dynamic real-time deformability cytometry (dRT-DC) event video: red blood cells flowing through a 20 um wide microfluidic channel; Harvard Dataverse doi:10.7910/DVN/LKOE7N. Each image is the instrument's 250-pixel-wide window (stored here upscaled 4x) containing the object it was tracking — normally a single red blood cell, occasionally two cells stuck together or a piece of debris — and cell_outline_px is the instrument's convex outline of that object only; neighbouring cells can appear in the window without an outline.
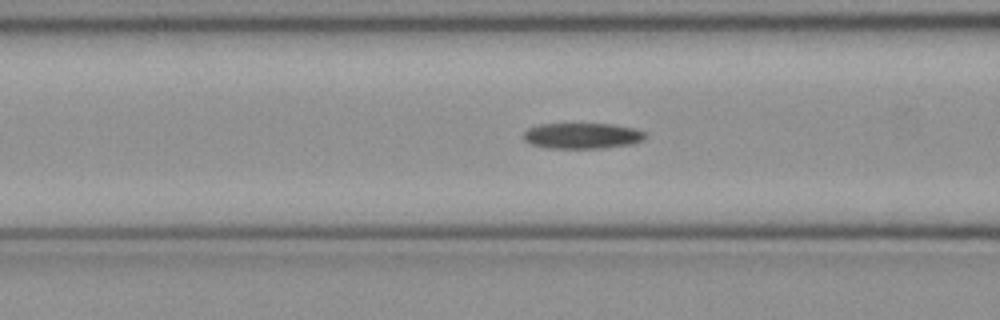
{"species": "common noctule bat (a hibernating species)", "species_latin": "Nyctalus noctula", "temperature_condition": "cold", "stored_images_in_passage": 51, "camera_frame_rate_fps": 3000, "um_per_image_px": 0.085, "animal": {"sex": "female", "body_mass_g": 21.9}, "frame": {"image": 1, "passage_image": 20, "time_ms": 6.333, "image_size_px": [1000, 320], "cell_outline_px": [[648, 136], [644, 140], [632, 144], [604, 148], [548, 148], [532, 144], [524, 140], [524, 132], [528, 128], [540, 124], [612, 124], [636, 128], [644, 132]], "centroid_in_image_um": [49.54, 11.54], "position_along_channel_um": 117.1, "area_um2": 18.38}}
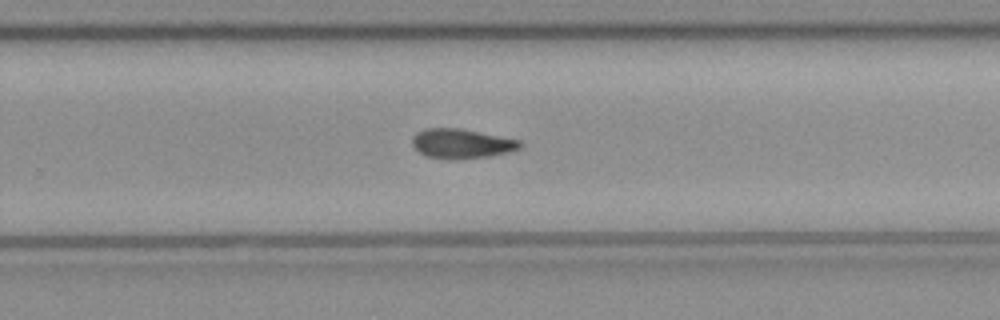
{"frame": {"image": 2, "passage_image": 33, "time_ms": 10.667, "image_size_px": [1000, 320], "cell_outline_px": [[524, 144], [520, 148], [508, 152], [488, 156], [456, 160], [428, 156], [420, 152], [412, 144], [412, 136], [416, 132], [424, 128], [456, 128], [520, 140]], "centroid_in_image_um": [39.22, 12.21], "position_along_channel_um": 290.6, "area_um2": 18.38}}
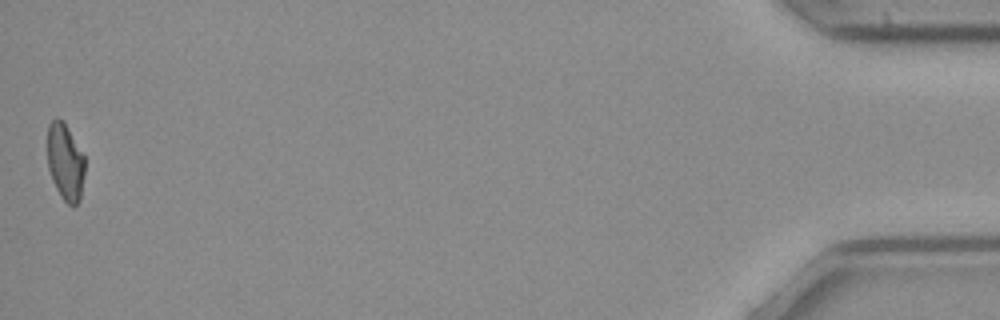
{"frame": {"image": 3, "passage_image": 51, "time_ms": 16.667, "image_size_px": [1000, 320], "cell_outline_px": [[84, 176], [80, 200], [72, 208], [60, 196], [52, 180], [48, 168], [48, 124], [56, 116], [64, 120], [84, 156]], "centroid_in_image_um": [5.54, 13.76], "position_along_channel_um": 429.7, "area_um2": 16.94}}